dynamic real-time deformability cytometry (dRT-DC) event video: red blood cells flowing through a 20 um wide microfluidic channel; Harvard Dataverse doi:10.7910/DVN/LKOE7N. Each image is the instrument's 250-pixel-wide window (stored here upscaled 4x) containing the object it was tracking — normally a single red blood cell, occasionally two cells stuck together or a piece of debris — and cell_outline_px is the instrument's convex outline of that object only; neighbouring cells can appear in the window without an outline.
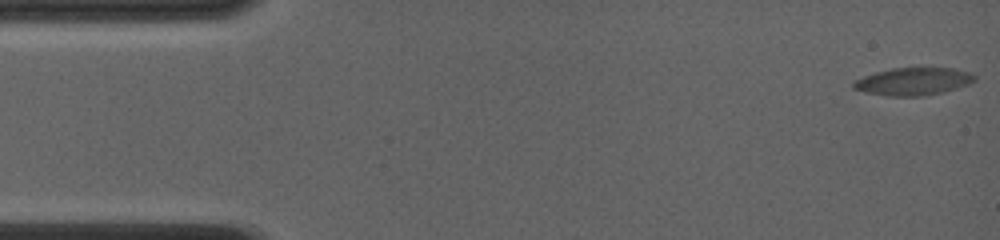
{"species": "common noctule bat (a hibernating species)", "species_latin": "Nyctalus noctula", "temperature_condition": "room temperature", "stored_images_in_passage": 35, "camera_frame_rate_fps": 4000, "um_per_image_px": 0.085, "animal": {"sex": "female", "body_mass_g": 19.0, "forearm_length_mm": 56.7}, "frame": {"image": 1, "passage_image": 1, "time_ms": 0.0, "image_size_px": [1000, 240], "cell_outline_px": [[976, 80], [968, 84], [944, 92], [924, 96], [888, 96], [864, 92], [852, 88], [852, 80], [876, 72], [892, 68], [952, 68], [968, 72], [976, 76]], "centroid_in_image_um": [77.59, 6.93], "position_along_channel_um": 7.4, "area_um2": 19.54}}
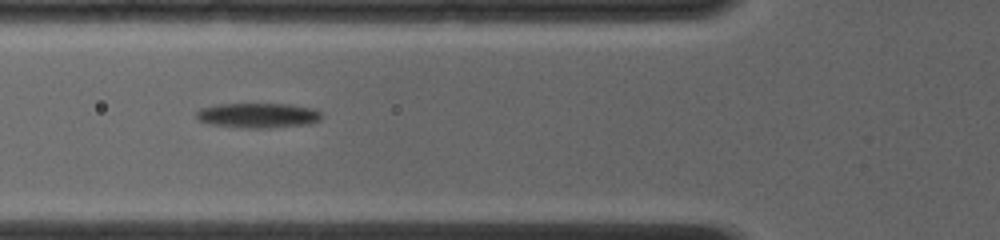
{"frame": {"image": 2, "passage_image": 20, "time_ms": 6.25, "image_size_px": [1000, 240], "cell_outline_px": [[324, 116], [320, 120], [308, 124], [268, 128], [240, 128], [212, 124], [196, 120], [196, 112], [200, 108], [216, 104], [292, 104], [316, 108]], "centroid_in_image_um": [21.95, 9.8], "position_along_channel_um": 103.8, "area_um2": 18.5}}
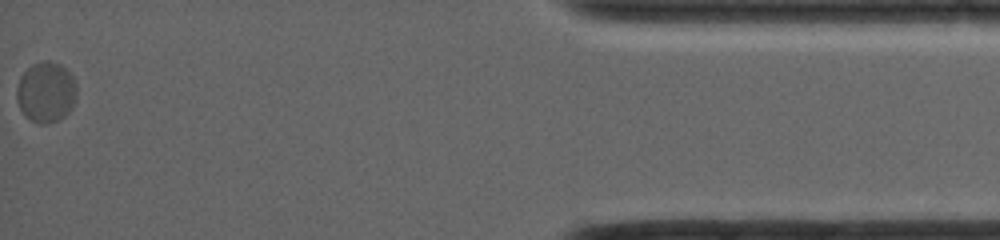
{"frame": {"image": 3, "passage_image": 35, "time_ms": 17.5, "image_size_px": [1000, 240], "cell_outline_px": [[76, 100], [72, 108], [64, 116], [48, 124], [40, 124], [32, 120], [20, 108], [16, 100], [16, 88], [20, 76], [32, 64], [44, 60], [48, 60], [60, 64], [72, 76], [76, 84]], "centroid_in_image_um": [3.91, 7.82], "position_along_channel_um": 431.3, "area_um2": 21.15}, "authors_computed_cell_mechanics": {"area_um2": 19.3052, "velocity_mm_per_s": 3.5879, "shape_relaxation_time_tau1_ms": 1.6737, "shape_relaxation_time_tau2_ms": null, "deformation_change_tau1": 0.1262, "deformation_change_tau2": null}}